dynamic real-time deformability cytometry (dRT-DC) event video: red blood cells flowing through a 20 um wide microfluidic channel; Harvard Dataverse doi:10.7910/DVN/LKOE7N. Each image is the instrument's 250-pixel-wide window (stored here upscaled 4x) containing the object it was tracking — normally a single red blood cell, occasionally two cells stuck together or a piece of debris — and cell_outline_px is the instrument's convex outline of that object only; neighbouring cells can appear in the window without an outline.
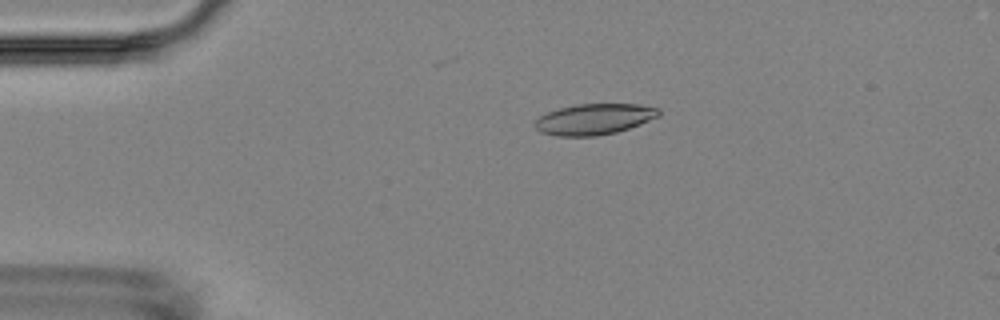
{"species": "Egyptian fruit bat (a non-hibernating species)", "species_latin": "Rousettus aegyptiacus", "temperature_condition": "room temperature", "stored_images_in_passage": 15, "camera_frame_rate_fps": 3000, "um_per_image_px": 0.085, "animal": {"sex": "female"}, "frame": {"image": 1, "passage_image": 4, "time_ms": 3.667, "image_size_px": [1000, 320], "cell_outline_px": [[660, 116], [640, 124], [616, 132], [596, 136], [556, 136], [540, 132], [532, 124], [540, 116], [548, 112], [560, 108], [576, 104], [640, 104], [660, 108]], "centroid_in_image_um": [50.51, 10.13], "position_along_channel_um": 34.5, "area_um2": 22.37}}
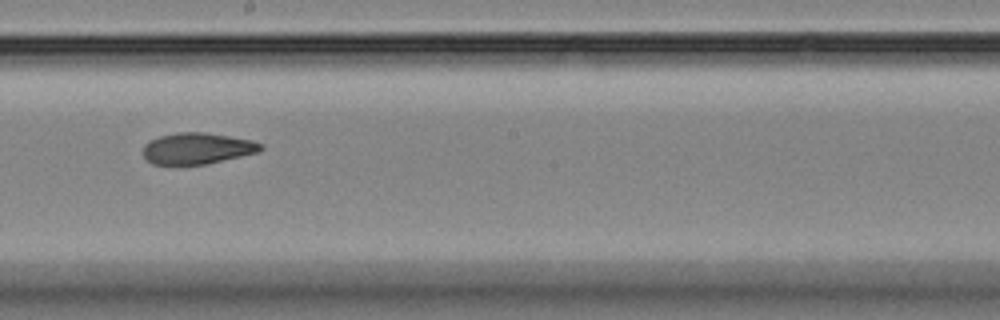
{"frame": {"image": 2, "passage_image": 9, "time_ms": 10.333, "image_size_px": [1000, 320], "cell_outline_px": [[264, 148], [260, 152], [208, 164], [152, 164], [144, 156], [144, 144], [148, 140], [160, 136], [176, 132], [204, 132], [252, 140], [264, 144]], "centroid_in_image_um": [16.8, 12.61], "position_along_channel_um": 231.4, "area_um2": 21.56}}
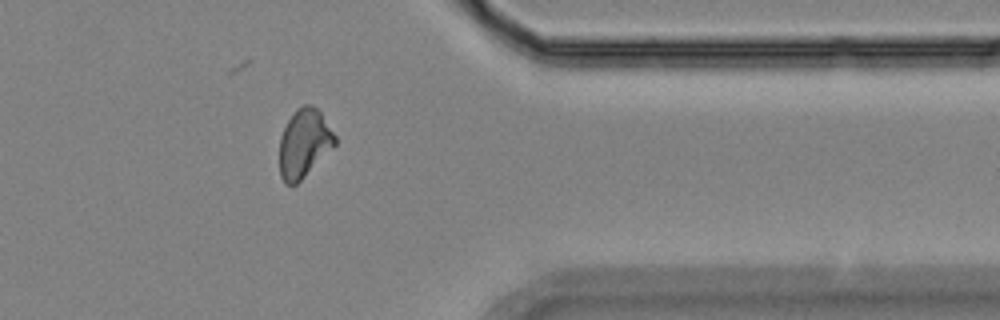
{"frame": {"image": 3, "passage_image": 13, "time_ms": 15.0, "image_size_px": [1000, 320], "cell_outline_px": [[336, 144], [296, 184], [284, 184], [280, 176], [280, 136], [288, 120], [296, 108], [304, 104], [312, 104], [320, 112], [336, 136]], "centroid_in_image_um": [25.83, 12.16], "position_along_channel_um": 385.6, "area_um2": 21.85}, "authors_computed_cell_mechanics": {"area_um2": 22.3108, "velocity_mm_per_s": 3.5614, "shape_relaxation_time_tau1_ms": 6.5234, "shape_relaxation_time_tau2_ms": 4.9727, "deformation_change_tau1": 0.1466, "deformation_change_tau2": 0.1041}}